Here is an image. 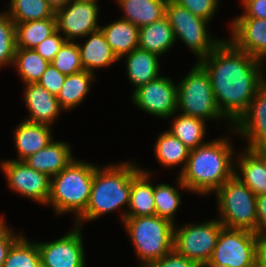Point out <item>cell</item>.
I'll use <instances>...</instances> for the list:
<instances>
[{"label": "cell", "instance_id": "44dd1931", "mask_svg": "<svg viewBox=\"0 0 266 267\" xmlns=\"http://www.w3.org/2000/svg\"><path fill=\"white\" fill-rule=\"evenodd\" d=\"M51 126L22 121L14 131V142L17 148L19 161H24L29 156L45 148L52 140Z\"/></svg>", "mask_w": 266, "mask_h": 267}, {"label": "cell", "instance_id": "e0dca14e", "mask_svg": "<svg viewBox=\"0 0 266 267\" xmlns=\"http://www.w3.org/2000/svg\"><path fill=\"white\" fill-rule=\"evenodd\" d=\"M24 100L30 113L24 119L28 122L51 126L63 110L57 97L38 83L25 84Z\"/></svg>", "mask_w": 266, "mask_h": 267}, {"label": "cell", "instance_id": "8992f818", "mask_svg": "<svg viewBox=\"0 0 266 267\" xmlns=\"http://www.w3.org/2000/svg\"><path fill=\"white\" fill-rule=\"evenodd\" d=\"M177 111L205 121L226 119L216 105L209 75L198 62L177 83Z\"/></svg>", "mask_w": 266, "mask_h": 267}, {"label": "cell", "instance_id": "4316f807", "mask_svg": "<svg viewBox=\"0 0 266 267\" xmlns=\"http://www.w3.org/2000/svg\"><path fill=\"white\" fill-rule=\"evenodd\" d=\"M95 74L82 70L78 73L66 75L65 82L57 95V100L63 110H71L80 105L91 88Z\"/></svg>", "mask_w": 266, "mask_h": 267}, {"label": "cell", "instance_id": "7402d4cb", "mask_svg": "<svg viewBox=\"0 0 266 267\" xmlns=\"http://www.w3.org/2000/svg\"><path fill=\"white\" fill-rule=\"evenodd\" d=\"M86 37L90 38L83 45L77 43L84 70L95 73V68H104L119 61L100 29L89 33Z\"/></svg>", "mask_w": 266, "mask_h": 267}, {"label": "cell", "instance_id": "ee69618b", "mask_svg": "<svg viewBox=\"0 0 266 267\" xmlns=\"http://www.w3.org/2000/svg\"><path fill=\"white\" fill-rule=\"evenodd\" d=\"M256 267H266V238H259L256 249Z\"/></svg>", "mask_w": 266, "mask_h": 267}, {"label": "cell", "instance_id": "4dcf8cb0", "mask_svg": "<svg viewBox=\"0 0 266 267\" xmlns=\"http://www.w3.org/2000/svg\"><path fill=\"white\" fill-rule=\"evenodd\" d=\"M6 13L15 25L27 21L56 18L54 9L46 0H10Z\"/></svg>", "mask_w": 266, "mask_h": 267}, {"label": "cell", "instance_id": "5bb4252c", "mask_svg": "<svg viewBox=\"0 0 266 267\" xmlns=\"http://www.w3.org/2000/svg\"><path fill=\"white\" fill-rule=\"evenodd\" d=\"M75 227L63 237L37 242L42 267H85V251L81 228Z\"/></svg>", "mask_w": 266, "mask_h": 267}, {"label": "cell", "instance_id": "f1b7e54d", "mask_svg": "<svg viewBox=\"0 0 266 267\" xmlns=\"http://www.w3.org/2000/svg\"><path fill=\"white\" fill-rule=\"evenodd\" d=\"M56 30V18L16 24V48L34 49Z\"/></svg>", "mask_w": 266, "mask_h": 267}, {"label": "cell", "instance_id": "52a82bcc", "mask_svg": "<svg viewBox=\"0 0 266 267\" xmlns=\"http://www.w3.org/2000/svg\"><path fill=\"white\" fill-rule=\"evenodd\" d=\"M219 221L226 228L254 232L257 222L256 195L236 176L215 191Z\"/></svg>", "mask_w": 266, "mask_h": 267}, {"label": "cell", "instance_id": "f546056e", "mask_svg": "<svg viewBox=\"0 0 266 267\" xmlns=\"http://www.w3.org/2000/svg\"><path fill=\"white\" fill-rule=\"evenodd\" d=\"M205 122L203 119L180 113L174 118L171 128L167 131L191 150L206 143L203 142L206 135Z\"/></svg>", "mask_w": 266, "mask_h": 267}, {"label": "cell", "instance_id": "d6a6232c", "mask_svg": "<svg viewBox=\"0 0 266 267\" xmlns=\"http://www.w3.org/2000/svg\"><path fill=\"white\" fill-rule=\"evenodd\" d=\"M41 255L37 242L22 235L10 248L3 267H40Z\"/></svg>", "mask_w": 266, "mask_h": 267}, {"label": "cell", "instance_id": "9a60e30c", "mask_svg": "<svg viewBox=\"0 0 266 267\" xmlns=\"http://www.w3.org/2000/svg\"><path fill=\"white\" fill-rule=\"evenodd\" d=\"M230 129L248 139L245 148L266 149V82L251 100L247 111Z\"/></svg>", "mask_w": 266, "mask_h": 267}, {"label": "cell", "instance_id": "4fadbf2b", "mask_svg": "<svg viewBox=\"0 0 266 267\" xmlns=\"http://www.w3.org/2000/svg\"><path fill=\"white\" fill-rule=\"evenodd\" d=\"M0 166L12 191L47 205L51 192V177L48 174L30 168L24 161L14 159L1 161Z\"/></svg>", "mask_w": 266, "mask_h": 267}, {"label": "cell", "instance_id": "3957f363", "mask_svg": "<svg viewBox=\"0 0 266 267\" xmlns=\"http://www.w3.org/2000/svg\"><path fill=\"white\" fill-rule=\"evenodd\" d=\"M141 168L133 162L97 167L91 186L89 203L85 211L75 220L81 226L124 205L129 206L132 177Z\"/></svg>", "mask_w": 266, "mask_h": 267}, {"label": "cell", "instance_id": "d4e9b609", "mask_svg": "<svg viewBox=\"0 0 266 267\" xmlns=\"http://www.w3.org/2000/svg\"><path fill=\"white\" fill-rule=\"evenodd\" d=\"M168 0H116L126 21L138 28L154 23L165 16Z\"/></svg>", "mask_w": 266, "mask_h": 267}, {"label": "cell", "instance_id": "d6986e66", "mask_svg": "<svg viewBox=\"0 0 266 267\" xmlns=\"http://www.w3.org/2000/svg\"><path fill=\"white\" fill-rule=\"evenodd\" d=\"M74 159L68 143L52 140L45 148L29 156L24 162L30 168L52 177L60 173Z\"/></svg>", "mask_w": 266, "mask_h": 267}, {"label": "cell", "instance_id": "836d02e7", "mask_svg": "<svg viewBox=\"0 0 266 267\" xmlns=\"http://www.w3.org/2000/svg\"><path fill=\"white\" fill-rule=\"evenodd\" d=\"M169 184H157L154 186L155 215L174 223V215L181 202V194Z\"/></svg>", "mask_w": 266, "mask_h": 267}, {"label": "cell", "instance_id": "f6af8a7d", "mask_svg": "<svg viewBox=\"0 0 266 267\" xmlns=\"http://www.w3.org/2000/svg\"><path fill=\"white\" fill-rule=\"evenodd\" d=\"M49 5L56 11L57 9L63 8L71 0H46Z\"/></svg>", "mask_w": 266, "mask_h": 267}, {"label": "cell", "instance_id": "d590c367", "mask_svg": "<svg viewBox=\"0 0 266 267\" xmlns=\"http://www.w3.org/2000/svg\"><path fill=\"white\" fill-rule=\"evenodd\" d=\"M51 63L64 75H71L84 70L79 47L75 41H66Z\"/></svg>", "mask_w": 266, "mask_h": 267}, {"label": "cell", "instance_id": "bcb514c9", "mask_svg": "<svg viewBox=\"0 0 266 267\" xmlns=\"http://www.w3.org/2000/svg\"><path fill=\"white\" fill-rule=\"evenodd\" d=\"M201 267H227V266H220V265H217V264H214L208 261L205 264H203Z\"/></svg>", "mask_w": 266, "mask_h": 267}, {"label": "cell", "instance_id": "2e32d148", "mask_svg": "<svg viewBox=\"0 0 266 267\" xmlns=\"http://www.w3.org/2000/svg\"><path fill=\"white\" fill-rule=\"evenodd\" d=\"M229 41L262 62L266 60V19L235 18L231 22Z\"/></svg>", "mask_w": 266, "mask_h": 267}, {"label": "cell", "instance_id": "ba28073f", "mask_svg": "<svg viewBox=\"0 0 266 267\" xmlns=\"http://www.w3.org/2000/svg\"><path fill=\"white\" fill-rule=\"evenodd\" d=\"M165 16L173 29L175 40H182L198 57L197 61L209 55L223 41L210 37L207 30L209 21L192 14L174 0L167 1Z\"/></svg>", "mask_w": 266, "mask_h": 267}, {"label": "cell", "instance_id": "74e56055", "mask_svg": "<svg viewBox=\"0 0 266 267\" xmlns=\"http://www.w3.org/2000/svg\"><path fill=\"white\" fill-rule=\"evenodd\" d=\"M65 78L66 75L62 74L52 63H49L37 83L57 97L65 82Z\"/></svg>", "mask_w": 266, "mask_h": 267}, {"label": "cell", "instance_id": "7a4b0ae2", "mask_svg": "<svg viewBox=\"0 0 266 267\" xmlns=\"http://www.w3.org/2000/svg\"><path fill=\"white\" fill-rule=\"evenodd\" d=\"M229 141L222 136L191 149L185 169L177 177V187L208 195L231 179L235 174V152Z\"/></svg>", "mask_w": 266, "mask_h": 267}, {"label": "cell", "instance_id": "9c48e42d", "mask_svg": "<svg viewBox=\"0 0 266 267\" xmlns=\"http://www.w3.org/2000/svg\"><path fill=\"white\" fill-rule=\"evenodd\" d=\"M219 219L174 228V250L202 266L210 261L223 228Z\"/></svg>", "mask_w": 266, "mask_h": 267}, {"label": "cell", "instance_id": "484cf974", "mask_svg": "<svg viewBox=\"0 0 266 267\" xmlns=\"http://www.w3.org/2000/svg\"><path fill=\"white\" fill-rule=\"evenodd\" d=\"M166 16L139 28V48L158 55L165 54L176 42Z\"/></svg>", "mask_w": 266, "mask_h": 267}, {"label": "cell", "instance_id": "ab89813d", "mask_svg": "<svg viewBox=\"0 0 266 267\" xmlns=\"http://www.w3.org/2000/svg\"><path fill=\"white\" fill-rule=\"evenodd\" d=\"M3 218V216L0 217V267H3V263L12 245L22 236L21 233L19 235L14 234Z\"/></svg>", "mask_w": 266, "mask_h": 267}, {"label": "cell", "instance_id": "ac0fdd59", "mask_svg": "<svg viewBox=\"0 0 266 267\" xmlns=\"http://www.w3.org/2000/svg\"><path fill=\"white\" fill-rule=\"evenodd\" d=\"M240 154L242 155L239 157L235 156V159H238L234 176L250 188L256 196L266 194V149L246 148Z\"/></svg>", "mask_w": 266, "mask_h": 267}, {"label": "cell", "instance_id": "b9f144b4", "mask_svg": "<svg viewBox=\"0 0 266 267\" xmlns=\"http://www.w3.org/2000/svg\"><path fill=\"white\" fill-rule=\"evenodd\" d=\"M244 14L236 18H260L266 19V0H241Z\"/></svg>", "mask_w": 266, "mask_h": 267}, {"label": "cell", "instance_id": "6da1fadb", "mask_svg": "<svg viewBox=\"0 0 266 267\" xmlns=\"http://www.w3.org/2000/svg\"><path fill=\"white\" fill-rule=\"evenodd\" d=\"M197 62L209 75L218 109L233 126L266 82L261 70L264 63L237 49L228 39Z\"/></svg>", "mask_w": 266, "mask_h": 267}, {"label": "cell", "instance_id": "30bf717a", "mask_svg": "<svg viewBox=\"0 0 266 267\" xmlns=\"http://www.w3.org/2000/svg\"><path fill=\"white\" fill-rule=\"evenodd\" d=\"M258 240L252 231L223 227L210 262L227 267H256Z\"/></svg>", "mask_w": 266, "mask_h": 267}, {"label": "cell", "instance_id": "277c9868", "mask_svg": "<svg viewBox=\"0 0 266 267\" xmlns=\"http://www.w3.org/2000/svg\"><path fill=\"white\" fill-rule=\"evenodd\" d=\"M96 166L74 159L60 173L52 176L47 205H51L58 215L72 211L77 219L89 203Z\"/></svg>", "mask_w": 266, "mask_h": 267}, {"label": "cell", "instance_id": "83f0119b", "mask_svg": "<svg viewBox=\"0 0 266 267\" xmlns=\"http://www.w3.org/2000/svg\"><path fill=\"white\" fill-rule=\"evenodd\" d=\"M154 148L156 159L162 166L173 168L182 164L180 173L185 169L190 149L169 131L158 135Z\"/></svg>", "mask_w": 266, "mask_h": 267}, {"label": "cell", "instance_id": "cb8c5ba5", "mask_svg": "<svg viewBox=\"0 0 266 267\" xmlns=\"http://www.w3.org/2000/svg\"><path fill=\"white\" fill-rule=\"evenodd\" d=\"M125 56L126 73L135 89L160 76L158 55L137 48Z\"/></svg>", "mask_w": 266, "mask_h": 267}, {"label": "cell", "instance_id": "8d00e7d4", "mask_svg": "<svg viewBox=\"0 0 266 267\" xmlns=\"http://www.w3.org/2000/svg\"><path fill=\"white\" fill-rule=\"evenodd\" d=\"M192 14L210 21L217 12L220 0H174Z\"/></svg>", "mask_w": 266, "mask_h": 267}, {"label": "cell", "instance_id": "8fae6325", "mask_svg": "<svg viewBox=\"0 0 266 267\" xmlns=\"http://www.w3.org/2000/svg\"><path fill=\"white\" fill-rule=\"evenodd\" d=\"M99 12L98 1L71 0L55 11L57 31L64 34L66 41L84 38L99 30Z\"/></svg>", "mask_w": 266, "mask_h": 267}, {"label": "cell", "instance_id": "5b68a950", "mask_svg": "<svg viewBox=\"0 0 266 267\" xmlns=\"http://www.w3.org/2000/svg\"><path fill=\"white\" fill-rule=\"evenodd\" d=\"M137 257L142 261L140 267H148L174 250V228L171 221L156 216L126 217L123 221Z\"/></svg>", "mask_w": 266, "mask_h": 267}, {"label": "cell", "instance_id": "1f68e13d", "mask_svg": "<svg viewBox=\"0 0 266 267\" xmlns=\"http://www.w3.org/2000/svg\"><path fill=\"white\" fill-rule=\"evenodd\" d=\"M49 62L34 49L16 48L12 66H15L24 84L37 83Z\"/></svg>", "mask_w": 266, "mask_h": 267}, {"label": "cell", "instance_id": "e575fe53", "mask_svg": "<svg viewBox=\"0 0 266 267\" xmlns=\"http://www.w3.org/2000/svg\"><path fill=\"white\" fill-rule=\"evenodd\" d=\"M16 51V25L6 11L0 13V68L12 65Z\"/></svg>", "mask_w": 266, "mask_h": 267}, {"label": "cell", "instance_id": "60d3db41", "mask_svg": "<svg viewBox=\"0 0 266 267\" xmlns=\"http://www.w3.org/2000/svg\"><path fill=\"white\" fill-rule=\"evenodd\" d=\"M148 267H201L196 262L178 254L175 250L153 261Z\"/></svg>", "mask_w": 266, "mask_h": 267}, {"label": "cell", "instance_id": "603a6c76", "mask_svg": "<svg viewBox=\"0 0 266 267\" xmlns=\"http://www.w3.org/2000/svg\"><path fill=\"white\" fill-rule=\"evenodd\" d=\"M99 29L119 60L139 48V28L125 19H117Z\"/></svg>", "mask_w": 266, "mask_h": 267}, {"label": "cell", "instance_id": "f35d334b", "mask_svg": "<svg viewBox=\"0 0 266 267\" xmlns=\"http://www.w3.org/2000/svg\"><path fill=\"white\" fill-rule=\"evenodd\" d=\"M65 42L66 39L56 30L52 35L36 46L34 50L46 61L51 63Z\"/></svg>", "mask_w": 266, "mask_h": 267}, {"label": "cell", "instance_id": "7c38bea8", "mask_svg": "<svg viewBox=\"0 0 266 267\" xmlns=\"http://www.w3.org/2000/svg\"><path fill=\"white\" fill-rule=\"evenodd\" d=\"M131 98L135 106L152 116L168 119L177 112V84L166 76L139 86Z\"/></svg>", "mask_w": 266, "mask_h": 267}, {"label": "cell", "instance_id": "ffe728a7", "mask_svg": "<svg viewBox=\"0 0 266 267\" xmlns=\"http://www.w3.org/2000/svg\"><path fill=\"white\" fill-rule=\"evenodd\" d=\"M151 175L150 171H146L141 168L132 177L129 208L126 211L123 210L124 212L122 211V221H124L126 217L155 215V203L153 196L154 185L150 181V177H152Z\"/></svg>", "mask_w": 266, "mask_h": 267}, {"label": "cell", "instance_id": "7bdbcfd3", "mask_svg": "<svg viewBox=\"0 0 266 267\" xmlns=\"http://www.w3.org/2000/svg\"><path fill=\"white\" fill-rule=\"evenodd\" d=\"M257 222L254 233L259 238H266V194L256 196Z\"/></svg>", "mask_w": 266, "mask_h": 267}]
</instances>
